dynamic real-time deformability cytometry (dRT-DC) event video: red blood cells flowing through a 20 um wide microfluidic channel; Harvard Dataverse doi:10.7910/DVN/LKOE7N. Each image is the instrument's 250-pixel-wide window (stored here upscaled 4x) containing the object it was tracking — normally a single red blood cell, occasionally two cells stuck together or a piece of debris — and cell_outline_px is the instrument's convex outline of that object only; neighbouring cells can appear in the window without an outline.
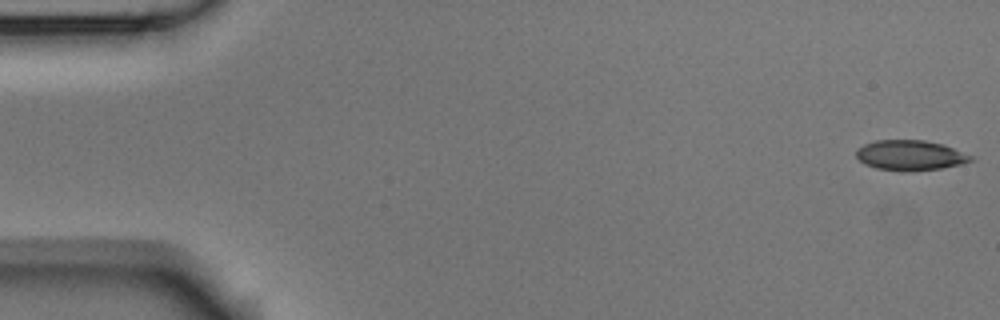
{"species": "Egyptian fruit bat (a non-hibernating species)", "species_latin": "Rousettus aegyptiacus", "temperature_condition": "room temperature", "stored_images_in_passage": 6, "camera_frame_rate_fps": 3000, "um_per_image_px": 0.085, "animal": {"sex": "male"}, "frame": {"image": 1, "passage_image": 1, "time_ms": 0.0, "image_size_px": [1000, 320], "cell_outline_px": [[976, 156], [972, 160], [960, 164], [940, 168], [876, 168], [864, 164], [856, 156], [856, 148], [864, 144], [876, 140], [924, 140], [944, 144]], "centroid_in_image_um": [77.39, 13.14], "position_along_channel_um": 7.6, "area_um2": 19.42}}
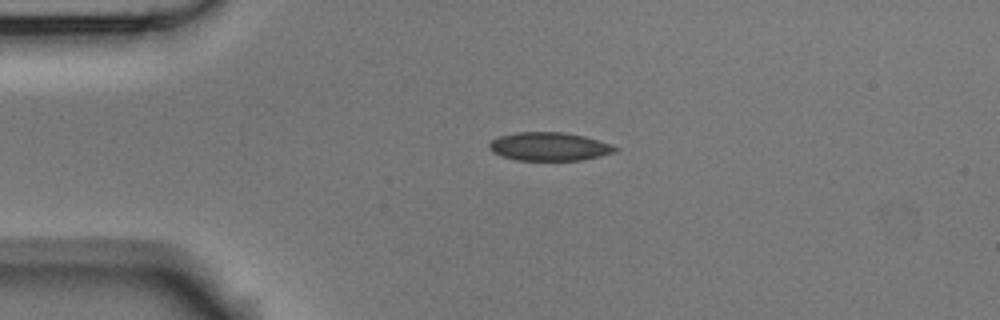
{"frame": {"image": 2, "passage_image": 4, "time_ms": 1.0, "image_size_px": [1000, 320], "cell_outline_px": [[620, 148], [616, 152], [600, 156], [580, 160], [516, 160], [492, 152], [488, 148], [488, 144], [492, 140], [500, 136], [516, 132], [564, 132], [584, 136], [612, 144]], "centroid_in_image_um": [46.71, 12.45], "position_along_channel_um": 38.3, "area_um2": 20.87}}
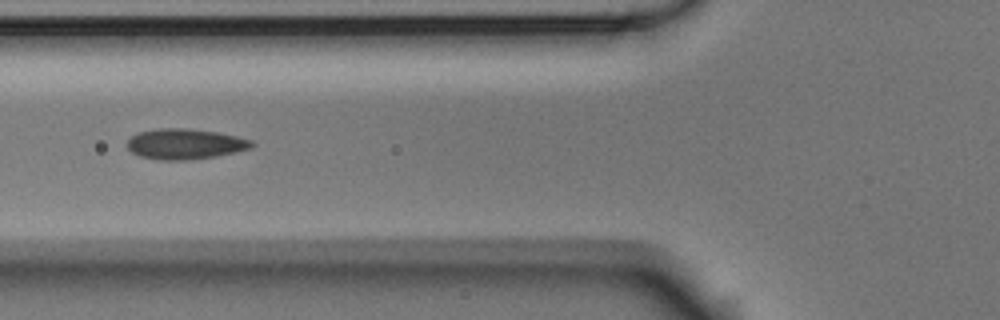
{"frame": {"image": 3, "passage_image": 6, "time_ms": 1.667, "image_size_px": [1000, 320], "cell_outline_px": [[256, 144], [252, 148], [236, 152], [216, 156], [188, 160], [160, 160], [140, 156], [132, 152], [128, 148], [128, 140], [132, 136], [140, 132], [160, 128], [188, 128], [216, 132], [236, 136], [252, 140]], "centroid_in_image_um": [15.77, 12.24], "position_along_channel_um": 110.0, "area_um2": 22.08}}